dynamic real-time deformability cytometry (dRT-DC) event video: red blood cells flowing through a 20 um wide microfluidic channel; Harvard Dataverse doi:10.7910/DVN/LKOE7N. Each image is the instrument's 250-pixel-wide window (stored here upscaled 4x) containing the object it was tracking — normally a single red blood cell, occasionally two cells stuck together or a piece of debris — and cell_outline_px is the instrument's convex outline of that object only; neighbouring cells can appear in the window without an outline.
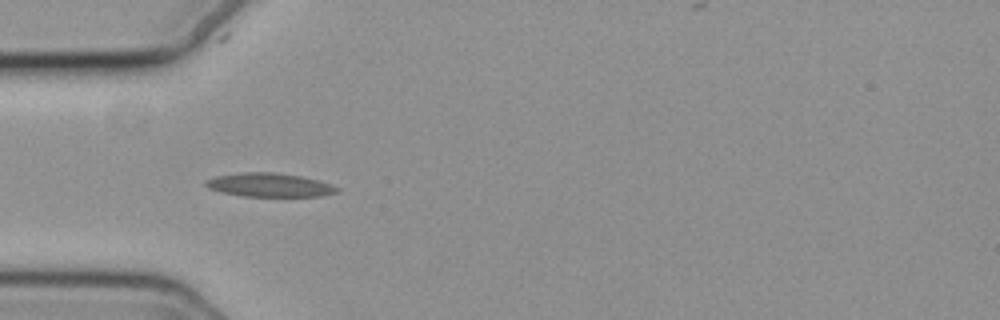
{"species": "common noctule bat (a hibernating species)", "species_latin": "Nyctalus noctula", "temperature_condition": "cold", "stored_images_in_passage": 40, "camera_frame_rate_fps": 3000, "um_per_image_px": 0.085, "animal": {"sex": "female", "body_mass_g": 19.3, "forearm_length_mm": 54.1}, "frame": {"image": 1, "passage_image": 1, "time_ms": 0.0, "image_size_px": [1000, 320], "cell_outline_px": [[340, 192], [320, 196], [244, 196], [224, 192], [208, 188], [204, 184], [204, 180], [216, 176], [244, 172], [272, 172], [300, 176], [320, 180], [332, 184], [340, 188]], "centroid_in_image_um": [22.95, 15.72], "position_along_channel_um": 62.0, "area_um2": 18.15}}
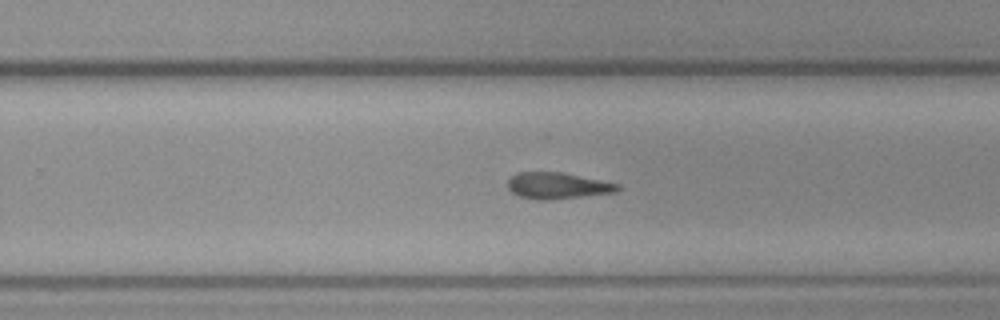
{"frame": {"image": 2, "passage_image": 19, "time_ms": 6.0, "image_size_px": [1000, 320], "cell_outline_px": [[620, 188], [616, 192], [552, 200], [536, 200], [516, 196], [508, 188], [508, 176], [516, 172], [560, 172], [620, 184]], "centroid_in_image_um": [47.32, 15.79], "position_along_channel_um": 282.5, "area_um2": 17.05}}
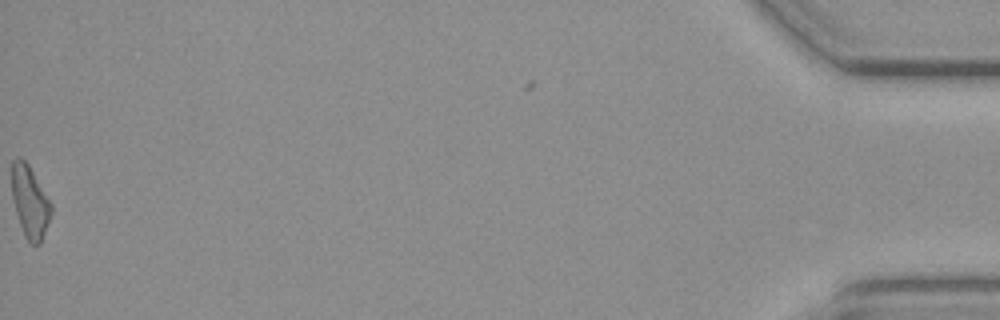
{"frame": {"image": 3, "passage_image": 40, "time_ms": 13.0, "image_size_px": [1000, 320], "cell_outline_px": [[52, 212], [40, 244], [32, 244], [24, 236], [16, 212], [12, 196], [12, 160], [16, 156], [24, 160], [28, 164], [52, 204]], "centroid_in_image_um": [2.54, 17.14], "position_along_channel_um": 432.7, "area_um2": 16.3}}